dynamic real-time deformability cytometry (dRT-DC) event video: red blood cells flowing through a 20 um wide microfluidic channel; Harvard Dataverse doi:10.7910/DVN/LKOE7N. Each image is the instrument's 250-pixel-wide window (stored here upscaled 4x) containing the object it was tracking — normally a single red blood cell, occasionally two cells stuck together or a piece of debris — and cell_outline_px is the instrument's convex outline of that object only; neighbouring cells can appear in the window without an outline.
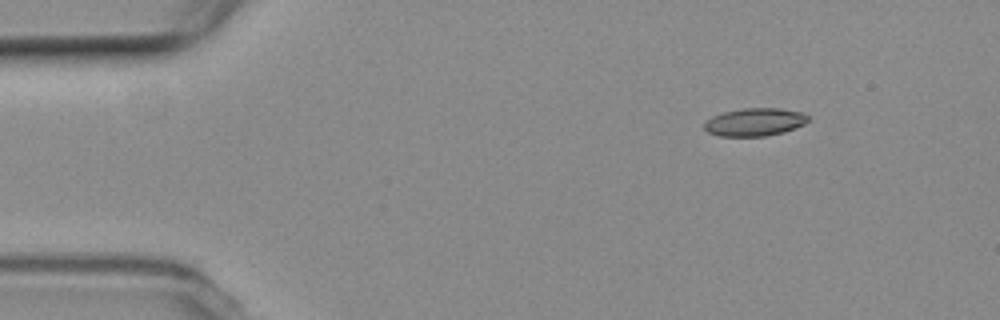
{"species": "common noctule bat (a hibernating species)", "species_latin": "Nyctalus noctula", "temperature_condition": "room temperature", "stored_images_in_passage": 5, "camera_frame_rate_fps": 3000, "um_per_image_px": 0.085, "animal": {"sex": "female", "body_mass_g": 19.3, "forearm_length_mm": 54.1}, "frame": {"image": 1, "passage_image": 5, "time_ms": 5.667, "image_size_px": [1000, 320], "cell_outline_px": [[808, 120], [804, 124], [784, 132], [764, 136], [720, 136], [708, 132], [704, 128], [704, 120], [712, 116], [724, 112], [744, 108], [780, 108], [804, 112], [808, 116]], "centroid_in_image_um": [64.14, 10.37], "position_along_channel_um": 20.9, "area_um2": 16.94}}